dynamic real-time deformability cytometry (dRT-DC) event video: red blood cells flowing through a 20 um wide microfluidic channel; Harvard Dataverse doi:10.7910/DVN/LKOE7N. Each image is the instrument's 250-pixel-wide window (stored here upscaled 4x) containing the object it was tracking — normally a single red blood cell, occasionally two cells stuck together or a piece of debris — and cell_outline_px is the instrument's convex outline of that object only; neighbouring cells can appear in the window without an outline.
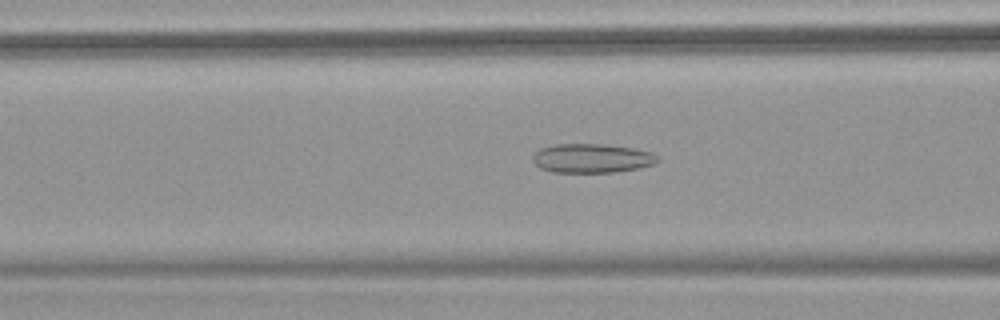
{"species": "common noctule bat (a hibernating species)", "species_latin": "Nyctalus noctula", "temperature_condition": "warm", "stored_images_in_passage": 35, "camera_frame_rate_fps": 3000, "um_per_image_px": 0.085, "animal": {"sex": "female", "body_mass_g": 18.4}, "frame": {"image": 1, "passage_image": 4, "time_ms": 1.0, "image_size_px": [1000, 320], "cell_outline_px": [[660, 160], [652, 164], [640, 168], [616, 172], [552, 172], [540, 168], [532, 160], [532, 156], [540, 148], [556, 144], [604, 144], [632, 148], [652, 152]], "centroid_in_image_um": [50.3, 13.45], "position_along_channel_um": 116.3, "area_um2": 21.15}}
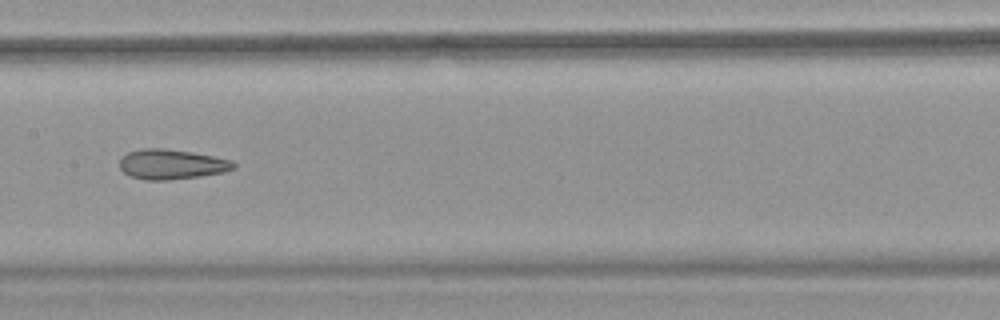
{"frame": {"image": 2, "passage_image": 10, "time_ms": 3.0, "image_size_px": [1000, 320], "cell_outline_px": [[236, 168], [224, 172], [200, 176], [168, 180], [144, 180], [132, 176], [124, 172], [120, 168], [120, 160], [128, 152], [140, 148], [164, 148], [192, 152], [232, 160], [236, 164]], "centroid_in_image_um": [14.6, 13.96], "position_along_channel_um": 192.8, "area_um2": 19.88}}
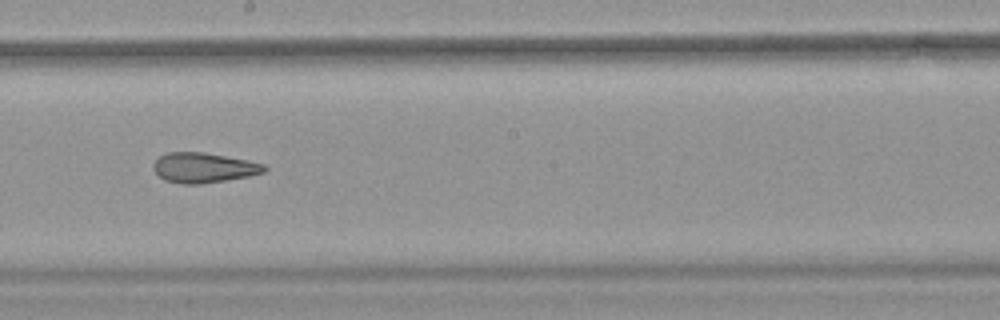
{"frame": {"image": 3, "passage_image": 13, "time_ms": 4.0, "image_size_px": [1000, 320], "cell_outline_px": [[268, 168], [264, 172], [252, 176], [200, 184], [184, 184], [164, 180], [152, 168], [152, 164], [160, 156], [168, 152], [204, 152], [248, 160], [264, 164]], "centroid_in_image_um": [17.33, 14.25], "position_along_channel_um": 230.9, "area_um2": 19.48}}